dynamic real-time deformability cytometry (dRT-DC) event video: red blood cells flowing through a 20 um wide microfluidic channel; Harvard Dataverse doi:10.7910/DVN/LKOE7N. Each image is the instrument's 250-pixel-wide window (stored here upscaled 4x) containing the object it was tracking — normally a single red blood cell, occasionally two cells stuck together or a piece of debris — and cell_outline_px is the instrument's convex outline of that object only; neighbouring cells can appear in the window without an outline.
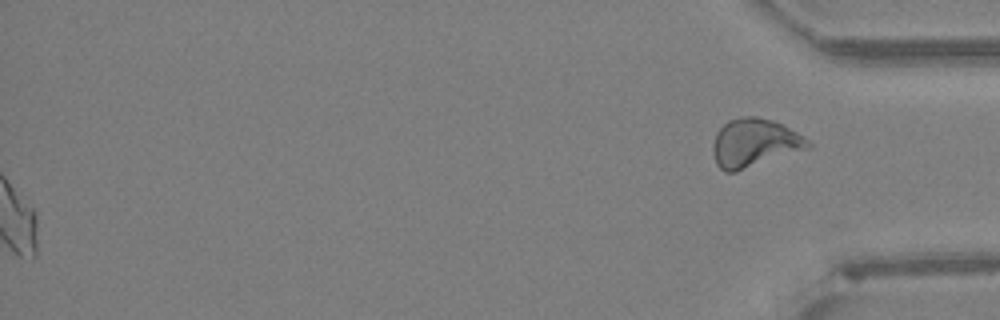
{"species": "Egyptian fruit bat (a non-hibernating species)", "species_latin": "Rousettus aegyptiacus", "temperature_condition": "warm", "stored_images_in_passage": 47, "segment_of_instrument_passage": [2, 2], "camera_frame_rate_fps": 3000, "um_per_image_px": 0.085, "animal": {"sex": "female"}, "frame": {"image": 1, "passage_image": 47, "time_ms": 15.333, "image_size_px": [1000, 320], "cell_outline_px": [[812, 148], [736, 172], [724, 172], [716, 164], [712, 148], [712, 144], [716, 132], [728, 120], [744, 116], [756, 116], [772, 120], [804, 136], [812, 144]], "centroid_in_image_um": [64.13, 12.17], "position_along_channel_um": 371.1, "area_um2": 27.05}}